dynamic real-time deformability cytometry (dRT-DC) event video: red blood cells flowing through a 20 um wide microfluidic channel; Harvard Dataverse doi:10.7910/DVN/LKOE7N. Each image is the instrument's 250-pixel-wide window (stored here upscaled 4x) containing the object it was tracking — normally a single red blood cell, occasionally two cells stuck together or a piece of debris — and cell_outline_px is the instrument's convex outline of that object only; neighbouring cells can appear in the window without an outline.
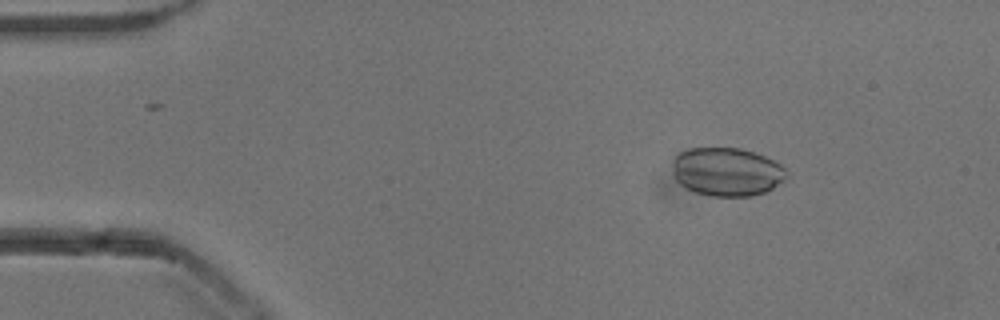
{"species": "common noctule bat (a hibernating species)", "species_latin": "Nyctalus noctula", "temperature_condition": "cold", "stored_images_in_passage": 53, "camera_frame_rate_fps": 3000, "um_per_image_px": 0.085, "animal": {"sex": "male", "body_mass_g": 13.3}, "frame": {"image": 1, "passage_image": 8, "time_ms": 2.333, "image_size_px": [1000, 320], "cell_outline_px": [[788, 176], [784, 180], [772, 188], [764, 192], [752, 196], [712, 196], [696, 192], [684, 188], [676, 180], [672, 172], [672, 160], [680, 152], [688, 148], [740, 148], [764, 156], [780, 164], [788, 172]], "centroid_in_image_um": [61.75, 14.6], "position_along_channel_um": 23.2, "area_um2": 32.31}}
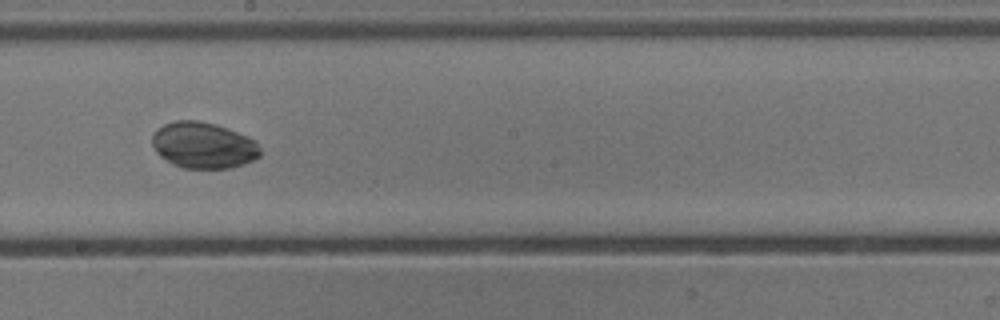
{"frame": {"image": 2, "passage_image": 30, "time_ms": 9.667, "image_size_px": [1000, 320], "cell_outline_px": [[260, 156], [244, 164], [232, 168], [184, 168], [172, 164], [160, 156], [156, 152], [152, 144], [152, 136], [156, 128], [164, 124], [176, 120], [196, 120], [216, 124], [228, 128], [248, 136], [256, 140], [260, 148]], "centroid_in_image_um": [17.29, 12.34], "position_along_channel_um": 230.9, "area_um2": 29.36}}
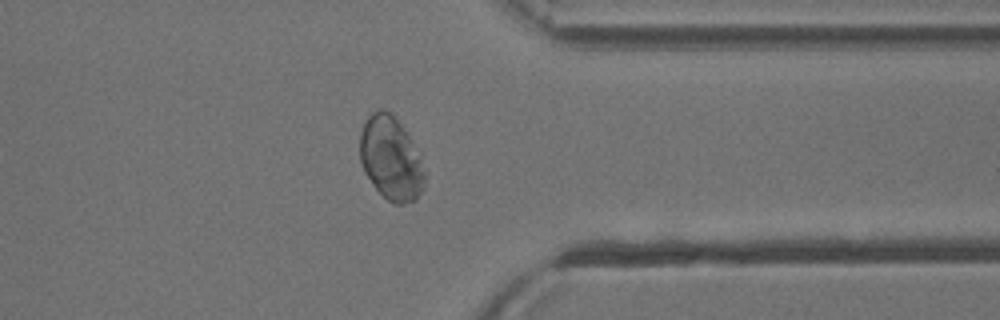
{"frame": {"image": 3, "passage_image": 42, "time_ms": 13.667, "image_size_px": [1000, 320], "cell_outline_px": [[424, 188], [416, 200], [404, 204], [396, 204], [388, 200], [376, 188], [364, 172], [360, 160], [360, 132], [368, 116], [372, 112], [380, 108], [384, 108], [404, 128], [412, 140], [420, 156], [424, 172]], "centroid_in_image_um": [33.23, 13.47], "position_along_channel_um": 378.2, "area_um2": 31.39}}